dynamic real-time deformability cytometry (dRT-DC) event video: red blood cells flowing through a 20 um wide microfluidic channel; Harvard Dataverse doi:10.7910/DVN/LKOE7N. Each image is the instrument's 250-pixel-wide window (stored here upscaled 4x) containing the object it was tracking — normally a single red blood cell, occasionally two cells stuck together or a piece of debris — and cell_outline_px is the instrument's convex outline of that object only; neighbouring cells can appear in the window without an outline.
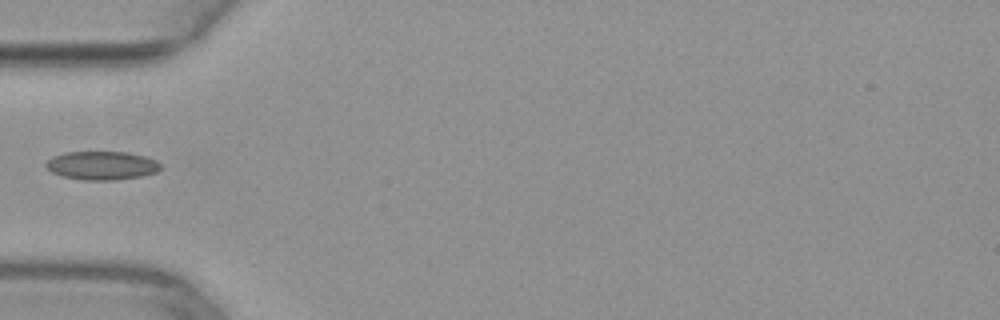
{"species": "common noctule bat (a hibernating species)", "species_latin": "Nyctalus noctula", "temperature_condition": "warm", "stored_images_in_passage": 5, "camera_frame_rate_fps": 3000, "um_per_image_px": 0.085, "animal": {"sex": "female", "body_mass_g": 29.2, "forearm_length_mm": 56.3}, "frame": {"image": 1, "passage_image": 1, "time_ms": 0.0, "image_size_px": [1000, 320], "cell_outline_px": [[160, 168], [156, 172], [140, 176], [116, 180], [84, 180], [60, 176], [52, 172], [44, 164], [52, 156], [64, 152], [128, 152], [144, 156], [156, 160], [160, 164]], "centroid_in_image_um": [8.62, 14.06], "position_along_channel_um": 76.4, "area_um2": 19.07}}